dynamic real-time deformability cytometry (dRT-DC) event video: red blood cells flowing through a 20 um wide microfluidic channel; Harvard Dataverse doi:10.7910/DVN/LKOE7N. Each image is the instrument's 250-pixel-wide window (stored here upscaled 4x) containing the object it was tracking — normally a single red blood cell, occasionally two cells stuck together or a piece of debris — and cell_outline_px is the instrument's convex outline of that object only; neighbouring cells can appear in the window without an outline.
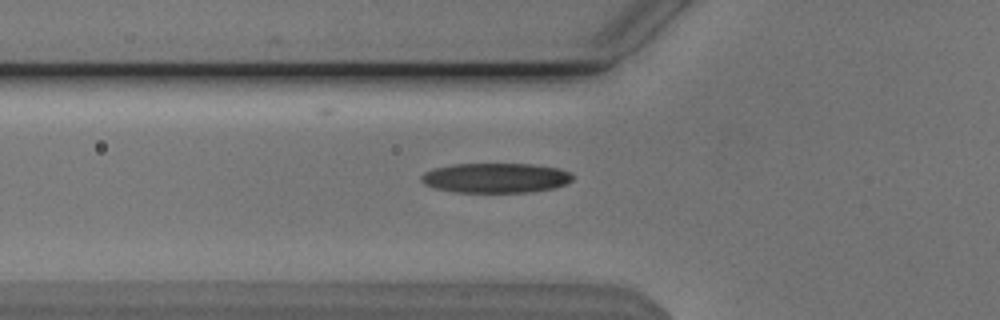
{"species": "Egyptian fruit bat (a non-hibernating species)", "species_latin": "Rousettus aegyptiacus", "temperature_condition": "cold", "stored_images_in_passage": 28, "camera_frame_rate_fps": 3000, "um_per_image_px": 0.085, "animal": {"sex": "male"}, "frame": {"image": 1, "passage_image": 2, "time_ms": 0.333, "image_size_px": [1000, 320], "cell_outline_px": [[572, 180], [556, 188], [532, 192], [456, 192], [436, 188], [424, 184], [420, 180], [420, 176], [424, 172], [436, 168], [452, 164], [532, 164], [560, 168], [572, 172]], "centroid_in_image_um": [42.16, 15.12], "position_along_channel_um": 83.6, "area_um2": 26.41}}
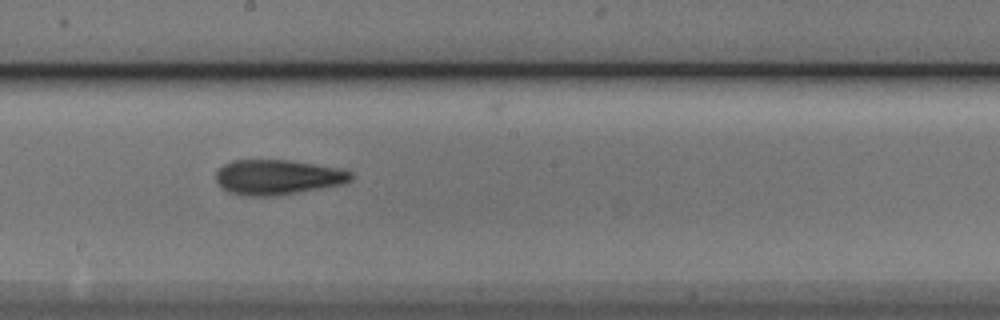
{"frame": {"image": 2, "passage_image": 13, "time_ms": 4.0, "image_size_px": [1000, 320], "cell_outline_px": [[352, 180], [340, 184], [276, 196], [248, 196], [228, 192], [216, 180], [216, 172], [224, 164], [232, 160], [288, 160], [344, 168], [352, 172]], "centroid_in_image_um": [23.61, 15.05], "position_along_channel_um": 224.6, "area_um2": 27.46}}
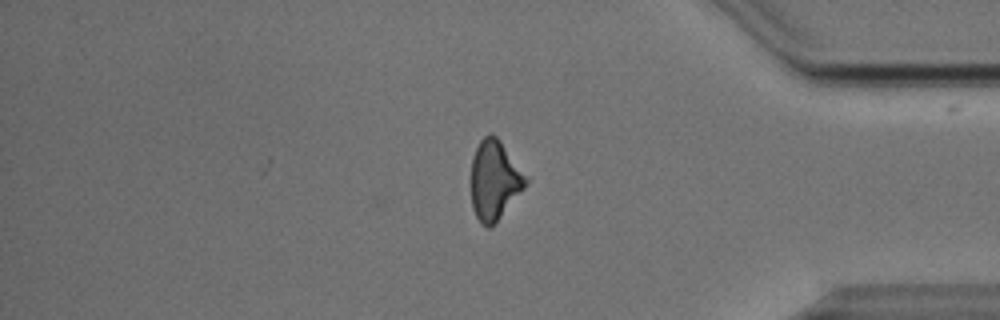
{"frame": {"image": 3, "passage_image": 28, "time_ms": 9.0, "image_size_px": [1000, 320], "cell_outline_px": [[528, 180], [524, 188], [496, 224], [492, 228], [488, 228], [480, 224], [472, 208], [472, 156], [480, 140], [488, 132], [496, 136], [500, 140]], "centroid_in_image_um": [42.01, 15.35], "position_along_channel_um": 393.2, "area_um2": 25.14}, "authors_computed_cell_mechanics": {"area_um2": 26.4435, "velocity_mm_per_s": 3.8291, "shape_relaxation_time_tau1_ms": 2.871, "shape_relaxation_time_tau2_ms": 8.4198, "deformation_change_tau1": 0.0983, "deformation_change_tau2": 0.267}}